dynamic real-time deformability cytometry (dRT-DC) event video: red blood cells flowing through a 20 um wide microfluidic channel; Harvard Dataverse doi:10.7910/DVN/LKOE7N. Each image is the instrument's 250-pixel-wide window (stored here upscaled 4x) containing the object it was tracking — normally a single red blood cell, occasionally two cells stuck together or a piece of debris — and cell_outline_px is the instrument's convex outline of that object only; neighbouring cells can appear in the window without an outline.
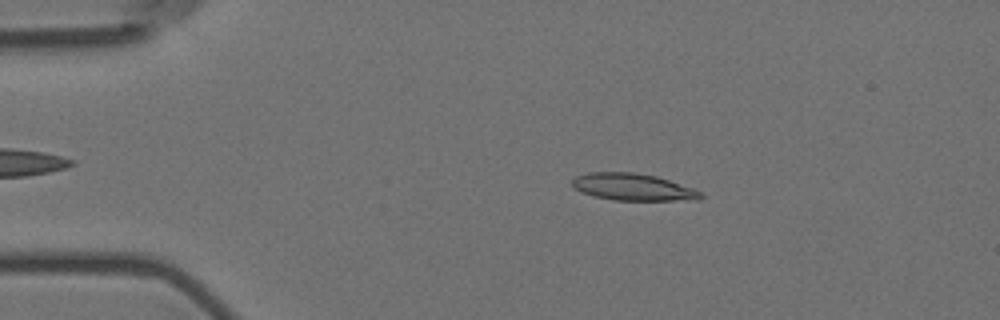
{"species": "Egyptian fruit bat (a non-hibernating species)", "species_latin": "Rousettus aegyptiacus", "temperature_condition": "room temperature", "stored_images_in_passage": 56, "camera_frame_rate_fps": 3000, "um_per_image_px": 0.085, "animal": {"sex": "female"}, "frame": {"image": 1, "passage_image": 10, "time_ms": 3.0, "image_size_px": [1000, 320], "cell_outline_px": [[704, 196], [700, 200], [612, 200], [592, 196], [580, 192], [572, 184], [572, 180], [576, 176], [588, 172], [636, 172], [656, 176], [704, 192]], "centroid_in_image_um": [53.81, 15.9], "position_along_channel_um": 31.2, "area_um2": 20.35}}
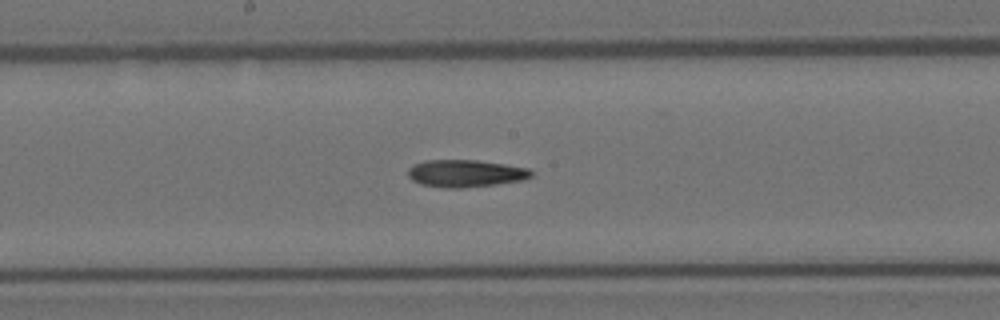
{"frame": {"image": 2, "passage_image": 29, "time_ms": 9.333, "image_size_px": [1000, 320], "cell_outline_px": [[532, 176], [524, 180], [496, 184], [460, 188], [444, 188], [420, 184], [412, 180], [408, 176], [408, 168], [416, 164], [428, 160], [476, 160], [504, 164], [528, 168], [532, 172]], "centroid_in_image_um": [39.57, 14.74], "position_along_channel_um": 208.6, "area_um2": 19.54}}
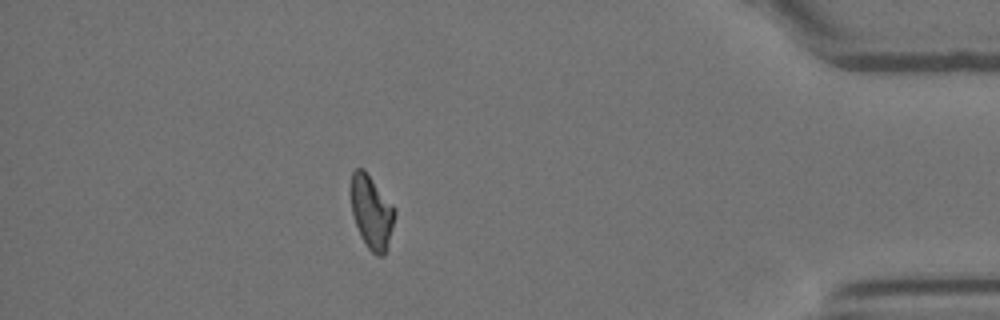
{"frame": {"image": 3, "passage_image": 49, "time_ms": 16.0, "image_size_px": [1000, 320], "cell_outline_px": [[396, 216], [384, 256], [376, 256], [368, 248], [360, 236], [352, 212], [352, 172], [356, 168], [364, 168], [396, 208]], "centroid_in_image_um": [31.61, 18.03], "position_along_channel_um": 403.6, "area_um2": 18.67}}